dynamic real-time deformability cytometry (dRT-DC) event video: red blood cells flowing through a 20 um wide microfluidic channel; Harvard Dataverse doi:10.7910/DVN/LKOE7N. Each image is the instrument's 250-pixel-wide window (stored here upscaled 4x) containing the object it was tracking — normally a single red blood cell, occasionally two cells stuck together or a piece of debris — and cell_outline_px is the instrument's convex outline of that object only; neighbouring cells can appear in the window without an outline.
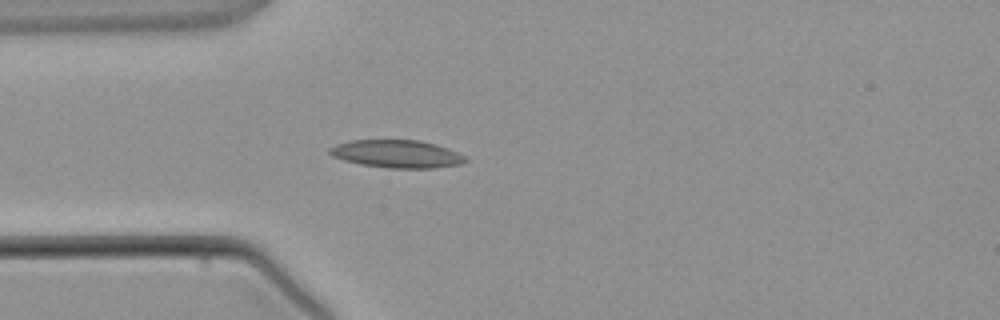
{"species": "common noctule bat (a hibernating species)", "species_latin": "Nyctalus noctula", "temperature_condition": "warm", "stored_images_in_passage": 3, "camera_frame_rate_fps": 3000, "um_per_image_px": 0.085, "animal": {"sex": "male", "body_mass_g": 21.5, "forearm_length_mm": 52.0}, "frame": {"image": 1, "passage_image": 3, "time_ms": 2.333, "image_size_px": [1000, 320], "cell_outline_px": [[468, 160], [460, 164], [436, 168], [388, 168], [360, 164], [344, 160], [332, 156], [328, 152], [328, 148], [336, 144], [352, 140], [420, 140], [436, 144], [448, 148], [464, 156]], "centroid_in_image_um": [33.72, 13.08], "position_along_channel_um": 51.3, "area_um2": 22.02}}